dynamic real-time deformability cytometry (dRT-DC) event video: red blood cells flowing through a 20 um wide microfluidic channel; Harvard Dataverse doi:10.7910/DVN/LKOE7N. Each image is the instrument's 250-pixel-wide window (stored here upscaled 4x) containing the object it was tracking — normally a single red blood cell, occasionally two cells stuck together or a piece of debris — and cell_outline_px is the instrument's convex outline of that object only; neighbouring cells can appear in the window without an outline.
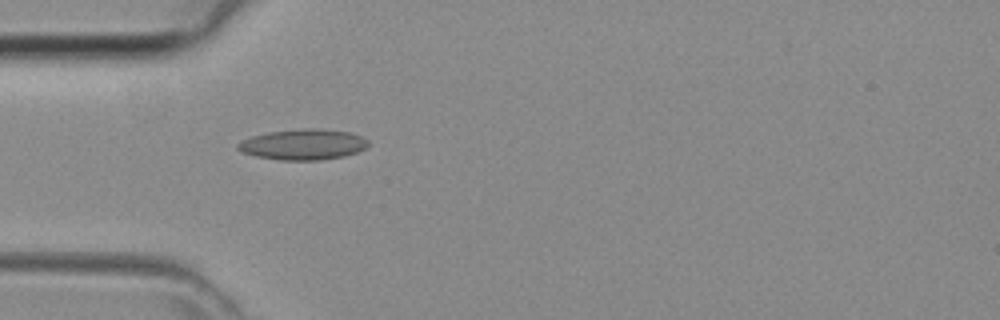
{"species": "common noctule bat (a hibernating species)", "species_latin": "Nyctalus noctula", "temperature_condition": "room temperature", "stored_images_in_passage": 33, "camera_frame_rate_fps": 3000, "um_per_image_px": 0.085, "animal": {"sex": "female", "body_mass_g": 29.2, "forearm_length_mm": 56.3}, "frame": {"image": 1, "passage_image": 2, "time_ms": 0.333, "image_size_px": [1000, 320], "cell_outline_px": [[368, 144], [364, 148], [356, 152], [344, 156], [320, 160], [280, 160], [256, 156], [244, 152], [236, 148], [236, 144], [252, 136], [268, 132], [304, 128], [316, 128], [348, 132], [360, 136], [368, 140]], "centroid_in_image_um": [25.75, 12.28], "position_along_channel_um": 59.2, "area_um2": 23.06}}
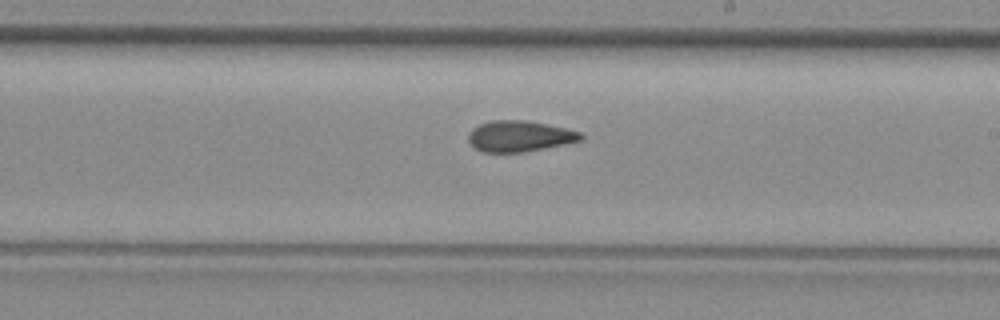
{"frame": {"image": 2, "passage_image": 14, "time_ms": 4.333, "image_size_px": [1000, 320], "cell_outline_px": [[584, 136], [580, 140], [564, 144], [524, 152], [484, 152], [476, 148], [468, 140], [468, 136], [472, 128], [480, 124], [492, 120], [524, 120], [564, 128], [580, 132]], "centroid_in_image_um": [44.13, 11.57], "position_along_channel_um": 244.9, "area_um2": 19.94}}
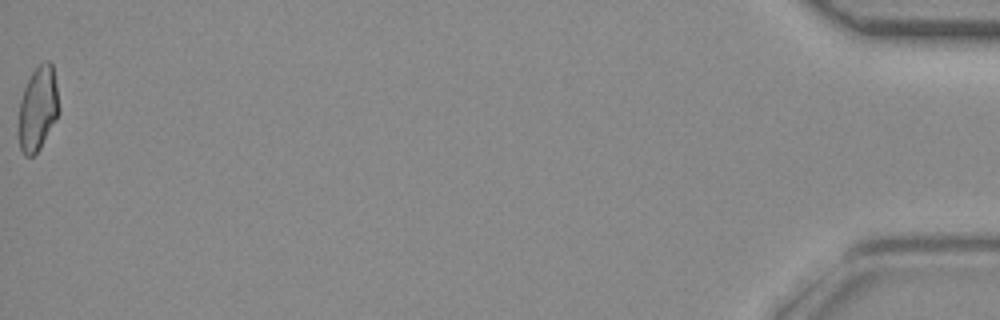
{"frame": {"image": 3, "passage_image": 33, "time_ms": 10.667, "image_size_px": [1000, 320], "cell_outline_px": [[60, 112], [56, 120], [40, 148], [32, 156], [24, 156], [20, 148], [16, 132], [20, 100], [24, 88], [32, 72], [44, 60], [48, 60], [52, 64], [56, 84], [60, 108]], "centroid_in_image_um": [3.2, 9.27], "position_along_channel_um": 432.0, "area_um2": 20.23}}